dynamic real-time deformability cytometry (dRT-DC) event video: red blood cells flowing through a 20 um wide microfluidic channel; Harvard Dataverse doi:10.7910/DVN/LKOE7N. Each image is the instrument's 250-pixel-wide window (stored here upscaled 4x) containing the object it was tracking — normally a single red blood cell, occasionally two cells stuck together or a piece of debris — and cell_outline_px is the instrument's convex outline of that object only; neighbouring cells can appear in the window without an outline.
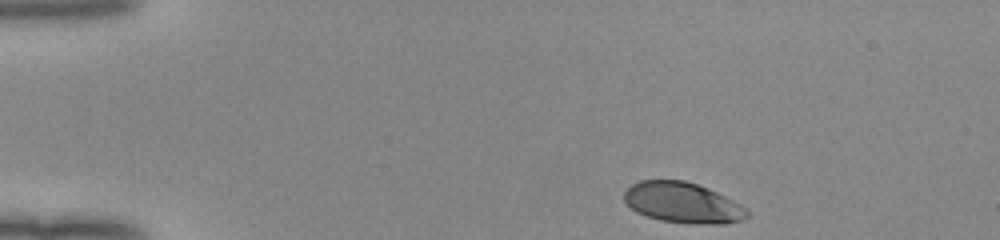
{"species": "human", "species_latin": "Homo sapiens", "temperature_condition": "room temperature", "stored_images_in_passage": 38, "camera_frame_rate_fps": 3000, "um_per_image_px": 0.085, "donor": {"sex": "female"}, "frame": {"image": 1, "passage_image": 1, "time_ms": 0.0, "image_size_px": [1000, 240], "cell_outline_px": [[748, 216], [744, 220], [724, 224], [712, 224], [660, 220], [636, 212], [624, 204], [624, 192], [632, 184], [640, 180], [684, 180], [708, 188], [740, 204], [748, 212]], "centroid_in_image_um": [58.0, 17.22], "position_along_channel_um": 27.0, "area_um2": 28.84}}
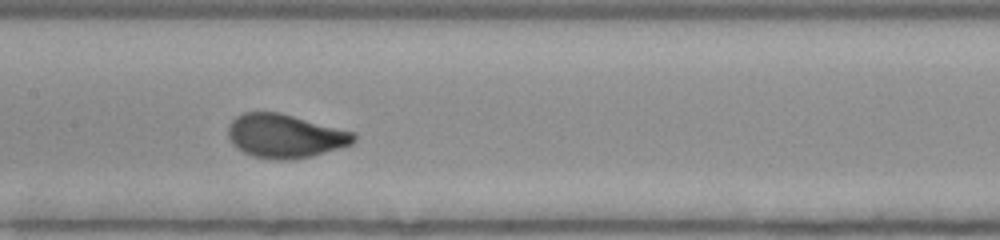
{"frame": {"image": 2, "passage_image": 19, "time_ms": 6.0, "image_size_px": [1000, 240], "cell_outline_px": [[356, 140], [352, 144], [312, 156], [292, 160], [276, 160], [252, 156], [236, 148], [228, 140], [228, 124], [236, 116], [244, 112], [280, 112], [356, 132]], "centroid_in_image_um": [24.22, 11.56], "position_along_channel_um": 183.2, "area_um2": 32.43}}
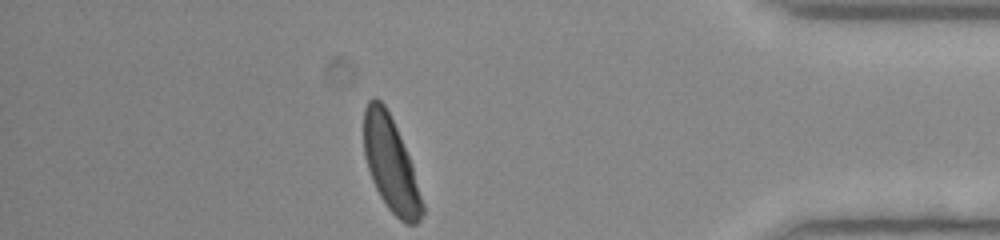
{"frame": {"image": 3, "passage_image": 38, "time_ms": 12.333, "image_size_px": [1000, 240], "cell_outline_px": [[424, 212], [420, 220], [416, 224], [404, 224], [388, 208], [380, 196], [372, 180], [364, 156], [364, 108], [368, 100], [372, 96], [376, 96], [384, 104], [400, 136], [412, 164], [424, 204]], "centroid_in_image_um": [33.21, 13.97], "position_along_channel_um": 402.0, "area_um2": 32.08}, "authors_computed_cell_mechanics": {"area_um2": 31.1831, "velocity_mm_per_s": 3.9882, "shape_relaxation_time_tau1_ms": 2.7566, "shape_relaxation_time_tau2_ms": null, "deformation_change_tau1": 0.1673, "deformation_change_tau2": null}}